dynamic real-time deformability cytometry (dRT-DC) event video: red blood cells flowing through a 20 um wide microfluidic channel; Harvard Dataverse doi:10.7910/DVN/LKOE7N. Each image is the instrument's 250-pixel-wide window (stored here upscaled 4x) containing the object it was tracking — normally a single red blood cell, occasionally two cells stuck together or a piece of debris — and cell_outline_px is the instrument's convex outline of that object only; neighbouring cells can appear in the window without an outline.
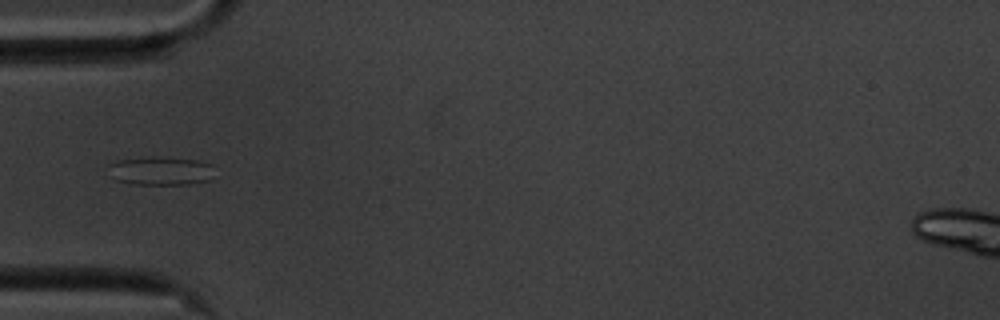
{"species": "common noctule bat (a hibernating species)", "species_latin": "Nyctalus noctula", "temperature_condition": "cold", "stored_images_in_passage": 40, "camera_frame_rate_fps": 3000, "um_per_image_px": 0.085, "animal": {"sex": "male", "body_mass_g": 20.1, "forearm_length_mm": 53.5}, "frame": {"image": 1, "passage_image": 1, "time_ms": 0.0, "image_size_px": [1000, 320], "cell_outline_px": [[212, 180], [188, 184], [132, 184], [116, 180], [112, 176], [108, 164], [116, 160], [144, 156], [164, 156], [196, 160], [212, 164]], "centroid_in_image_um": [13.65, 14.5], "position_along_channel_um": 71.4, "area_um2": 17.98}}
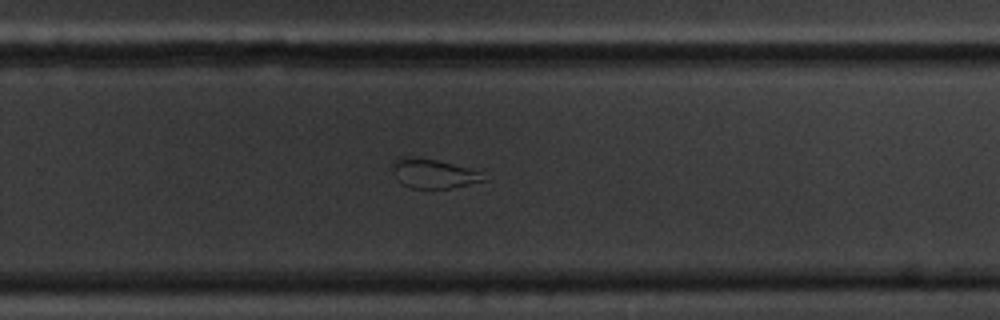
{"frame": {"image": 2, "passage_image": 20, "time_ms": 6.333, "image_size_px": [1000, 320], "cell_outline_px": [[488, 180], [452, 188], [412, 188], [396, 180], [392, 172], [392, 160], [400, 156], [404, 156], [436, 160], [468, 168], [480, 172]], "centroid_in_image_um": [36.79, 14.75], "position_along_channel_um": 293.0, "area_um2": 15.55}}
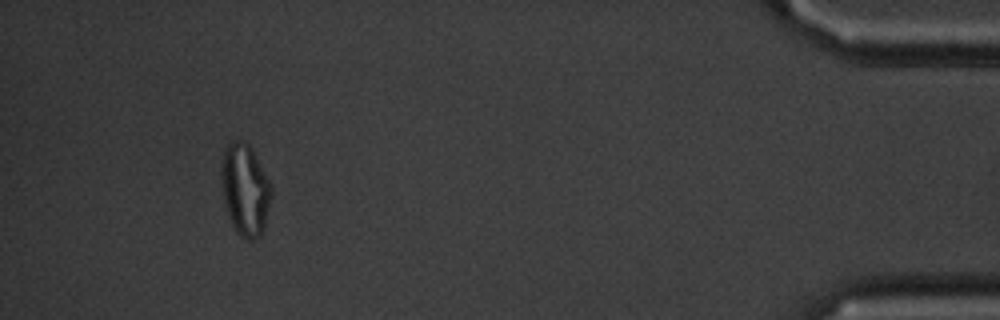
{"frame": {"image": 3, "passage_image": 36, "time_ms": 11.667, "image_size_px": [1000, 320], "cell_outline_px": [[272, 196], [264, 228], [260, 236], [252, 240], [248, 240], [240, 236], [236, 232], [232, 224], [224, 200], [220, 172], [220, 160], [228, 144], [232, 140], [240, 140], [248, 144], [252, 148], [272, 188]], "centroid_in_image_um": [20.83, 16.12], "position_along_channel_um": 414.4, "area_um2": 26.7}}